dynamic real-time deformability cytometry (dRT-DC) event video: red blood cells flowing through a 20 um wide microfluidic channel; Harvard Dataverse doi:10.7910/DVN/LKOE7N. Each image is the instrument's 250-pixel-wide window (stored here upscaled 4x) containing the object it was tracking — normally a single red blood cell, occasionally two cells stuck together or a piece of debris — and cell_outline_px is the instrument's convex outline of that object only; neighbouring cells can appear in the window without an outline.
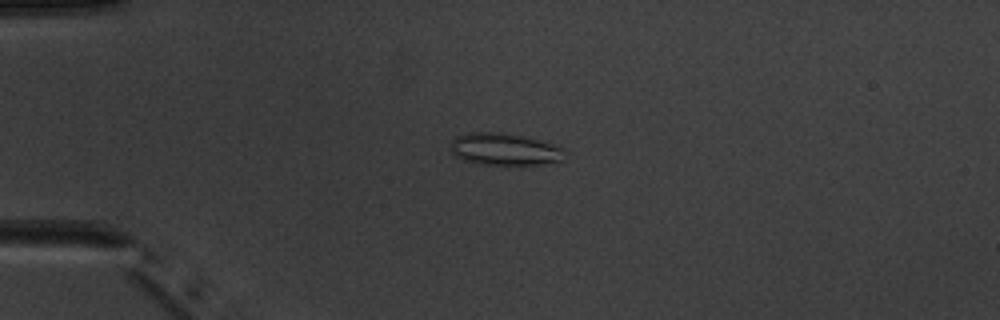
{"species": "common noctule bat (a hibernating species)", "species_latin": "Nyctalus noctula", "temperature_condition": "warm", "stored_images_in_passage": 3, "camera_frame_rate_fps": 3000, "um_per_image_px": 0.085, "animal": {"sex": "male", "body_mass_g": 20.1, "forearm_length_mm": 53.5}, "frame": {"image": 1, "passage_image": 2, "time_ms": 1.333, "image_size_px": [1000, 320], "cell_outline_px": [[564, 148], [560, 160], [544, 164], [480, 164], [464, 160], [456, 156], [452, 152], [452, 140], [456, 136], [468, 132], [500, 132], [524, 136]], "centroid_in_image_um": [42.83, 12.67], "position_along_channel_um": 42.2, "area_um2": 20.92}}